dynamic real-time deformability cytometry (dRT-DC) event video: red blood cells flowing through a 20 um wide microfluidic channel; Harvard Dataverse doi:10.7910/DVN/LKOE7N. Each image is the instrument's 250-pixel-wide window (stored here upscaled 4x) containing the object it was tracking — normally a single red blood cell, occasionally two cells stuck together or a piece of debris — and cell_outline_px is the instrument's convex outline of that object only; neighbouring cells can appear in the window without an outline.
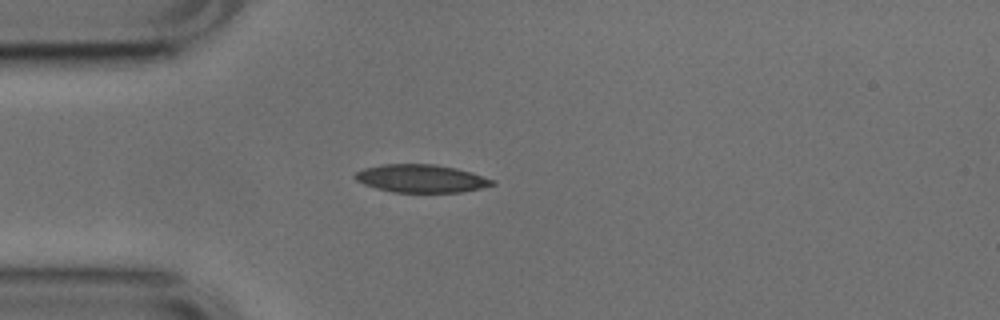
{"species": "common noctule bat (a hibernating species)", "species_latin": "Nyctalus noctula", "temperature_condition": "cold", "stored_images_in_passage": 3, "camera_frame_rate_fps": 3000, "um_per_image_px": 0.085, "animal": {"sex": "male", "body_mass_g": 17.9, "forearm_length_mm": 54.2}, "frame": {"image": 1, "passage_image": 3, "time_ms": 0.667, "image_size_px": [1000, 320], "cell_outline_px": [[496, 184], [480, 188], [460, 192], [392, 192], [376, 188], [364, 184], [356, 180], [352, 176], [356, 172], [364, 168], [384, 164], [436, 164], [456, 168], [472, 172], [496, 180]], "centroid_in_image_um": [35.81, 15.17], "position_along_channel_um": 49.2, "area_um2": 22.43}}